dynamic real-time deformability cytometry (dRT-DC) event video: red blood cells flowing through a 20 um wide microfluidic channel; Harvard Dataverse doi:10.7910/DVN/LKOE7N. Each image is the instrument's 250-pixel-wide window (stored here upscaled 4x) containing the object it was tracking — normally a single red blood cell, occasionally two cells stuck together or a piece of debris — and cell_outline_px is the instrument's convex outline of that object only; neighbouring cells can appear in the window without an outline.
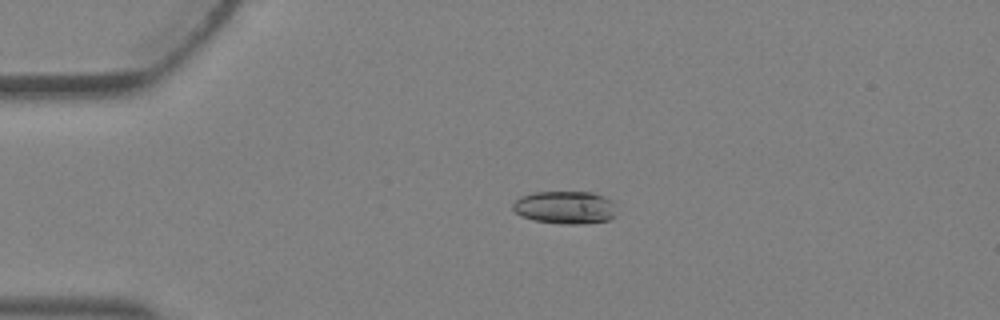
{"species": "Egyptian fruit bat (a non-hibernating species)", "species_latin": "Rousettus aegyptiacus", "temperature_condition": "warm", "stored_images_in_passage": 4, "camera_frame_rate_fps": 3000, "um_per_image_px": 0.085, "animal": {"sex": "female"}, "frame": {"image": 1, "passage_image": 3, "time_ms": 0.667, "image_size_px": [1000, 320], "cell_outline_px": [[616, 216], [608, 220], [580, 224], [560, 224], [536, 220], [520, 216], [512, 208], [512, 204], [520, 196], [532, 192], [592, 192], [604, 196], [612, 200], [616, 204]], "centroid_in_image_um": [48.06, 17.62], "position_along_channel_um": 36.9, "area_um2": 20.11}}